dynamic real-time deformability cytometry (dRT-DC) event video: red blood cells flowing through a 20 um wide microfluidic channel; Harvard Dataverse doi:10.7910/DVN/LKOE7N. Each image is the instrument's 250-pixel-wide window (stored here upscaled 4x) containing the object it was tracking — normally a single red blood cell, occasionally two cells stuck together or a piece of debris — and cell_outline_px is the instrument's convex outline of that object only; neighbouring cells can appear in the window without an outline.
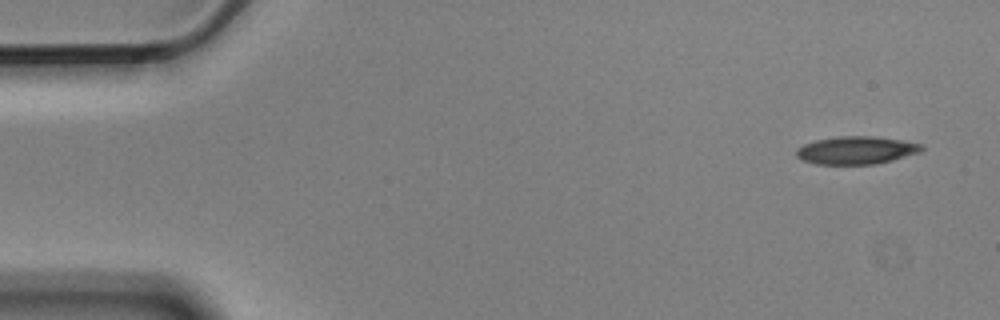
{"species": "Egyptian fruit bat (a non-hibernating species)", "species_latin": "Rousettus aegyptiacus", "temperature_condition": "cold", "stored_images_in_passage": 8, "camera_frame_rate_fps": 3000, "um_per_image_px": 0.085, "animal": {"sex": "male"}, "frame": {"image": 1, "passage_image": 1, "time_ms": 0.0, "image_size_px": [1000, 320], "cell_outline_px": [[924, 148], [920, 152], [892, 160], [876, 164], [816, 164], [804, 160], [796, 156], [796, 148], [804, 144], [816, 140], [840, 136], [872, 136], [900, 140], [924, 144]], "centroid_in_image_um": [72.79, 12.77], "position_along_channel_um": 12.2, "area_um2": 20.23}}
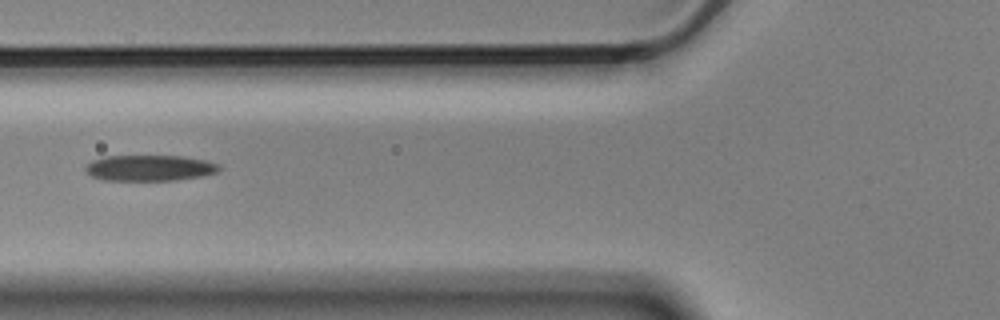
{"frame": {"image": 2, "passage_image": 6, "time_ms": 1.667, "image_size_px": [1000, 320], "cell_outline_px": [[220, 168], [216, 172], [200, 176], [176, 180], [104, 180], [92, 176], [84, 168], [92, 160], [104, 156], [184, 156], [204, 160], [220, 164]], "centroid_in_image_um": [12.71, 14.27], "position_along_channel_um": 113.1, "area_um2": 20.0}}
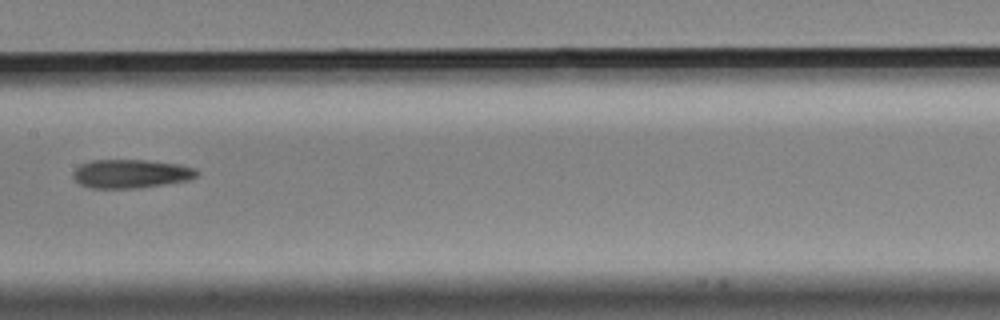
{"frame": {"image": 3, "passage_image": 8, "time_ms": 2.333, "image_size_px": [1000, 320], "cell_outline_px": [[200, 172], [196, 176], [188, 180], [140, 188], [88, 188], [80, 184], [72, 176], [72, 172], [80, 164], [92, 160], [144, 160], [180, 164], [196, 168]], "centroid_in_image_um": [11.12, 14.76], "position_along_channel_um": 196.3, "area_um2": 20.81}}